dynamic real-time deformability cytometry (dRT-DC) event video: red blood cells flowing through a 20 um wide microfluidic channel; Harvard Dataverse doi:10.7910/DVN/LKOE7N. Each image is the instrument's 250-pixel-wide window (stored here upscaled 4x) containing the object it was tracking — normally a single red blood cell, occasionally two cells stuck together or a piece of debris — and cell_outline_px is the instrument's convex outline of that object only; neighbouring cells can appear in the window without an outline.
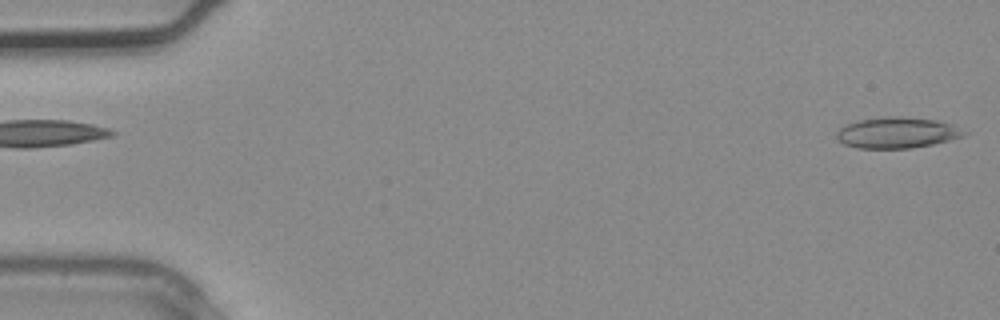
{"species": "common noctule bat (a hibernating species)", "species_latin": "Nyctalus noctula", "temperature_condition": "warm", "stored_images_in_passage": 3, "camera_frame_rate_fps": 3000, "um_per_image_px": 0.085, "animal": {"sex": "male", "body_mass_g": 20.4}, "frame": {"image": 1, "passage_image": 3, "time_ms": 0.667, "image_size_px": [1000, 320], "cell_outline_px": [[968, 132], [964, 136], [932, 144], [912, 148], [856, 148], [844, 144], [836, 136], [836, 132], [844, 124], [860, 120], [884, 116], [900, 116], [936, 120], [952, 124]], "centroid_in_image_um": [76.24, 11.27], "position_along_channel_um": 8.8, "area_um2": 23.0}}